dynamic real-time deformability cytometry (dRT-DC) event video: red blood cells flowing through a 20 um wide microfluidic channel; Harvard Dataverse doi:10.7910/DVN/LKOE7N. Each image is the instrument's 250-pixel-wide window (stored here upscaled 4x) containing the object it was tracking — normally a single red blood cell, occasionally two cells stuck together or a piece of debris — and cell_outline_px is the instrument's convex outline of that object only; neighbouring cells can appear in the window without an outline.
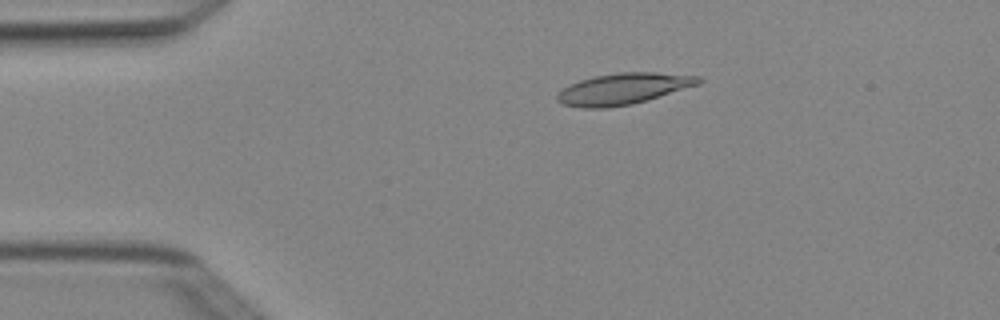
{"species": "Egyptian fruit bat (a non-hibernating species)", "species_latin": "Rousettus aegyptiacus", "temperature_condition": "cold", "stored_images_in_passage": 4, "camera_frame_rate_fps": 3000, "um_per_image_px": 0.085, "animal": {"sex": "female"}, "frame": {"image": 1, "passage_image": 3, "time_ms": 0.667, "image_size_px": [1000, 320], "cell_outline_px": [[704, 80], [700, 84], [632, 104], [608, 108], [580, 108], [564, 104], [556, 100], [556, 96], [564, 88], [580, 80], [596, 76], [620, 72], [656, 72], [700, 76]], "centroid_in_image_um": [53.01, 7.55], "position_along_channel_um": 32.0, "area_um2": 25.55}}